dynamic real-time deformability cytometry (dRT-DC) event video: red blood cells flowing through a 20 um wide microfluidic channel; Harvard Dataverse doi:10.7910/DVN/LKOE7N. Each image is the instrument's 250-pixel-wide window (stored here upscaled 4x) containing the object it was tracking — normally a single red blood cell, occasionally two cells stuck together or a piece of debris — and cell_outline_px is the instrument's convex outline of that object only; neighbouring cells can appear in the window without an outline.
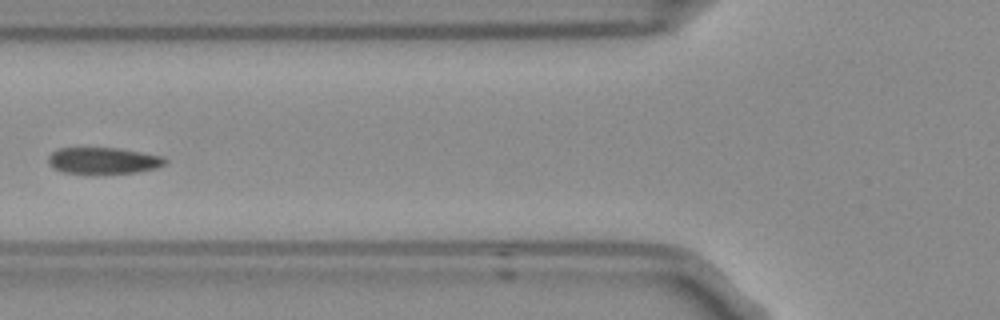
{"species": "Egyptian fruit bat (a non-hibernating species)", "species_latin": "Rousettus aegyptiacus", "temperature_condition": "room temperature", "stored_images_in_passage": 5, "camera_frame_rate_fps": 3000, "um_per_image_px": 0.085, "frame": {"image": 1, "passage_image": 5, "time_ms": 1.333, "image_size_px": [1000, 320], "cell_outline_px": [[168, 160], [164, 164], [156, 168], [136, 172], [88, 176], [64, 172], [52, 168], [48, 164], [48, 156], [56, 148], [120, 148], [160, 156]], "centroid_in_image_um": [8.7, 13.69], "position_along_channel_um": 117.1, "area_um2": 18.61}}